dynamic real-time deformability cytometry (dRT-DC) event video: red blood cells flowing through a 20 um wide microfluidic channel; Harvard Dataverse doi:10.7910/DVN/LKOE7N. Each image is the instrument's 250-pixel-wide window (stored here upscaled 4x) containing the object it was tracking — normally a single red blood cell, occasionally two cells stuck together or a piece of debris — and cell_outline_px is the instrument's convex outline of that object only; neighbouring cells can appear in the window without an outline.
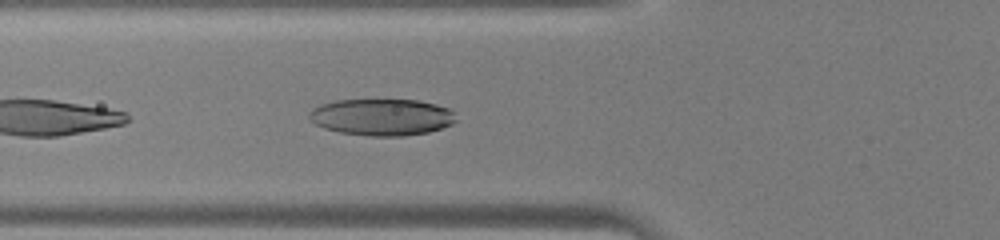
{"species": "human", "species_latin": "Homo sapiens", "temperature_condition": "warm", "stored_images_in_passage": 36, "camera_frame_rate_fps": 3000, "um_per_image_px": 0.085, "donor": {"sex": "male"}, "frame": {"image": 1, "passage_image": 8, "time_ms": 2.333, "image_size_px": [1000, 240], "cell_outline_px": [[456, 120], [452, 124], [428, 132], [404, 136], [372, 136], [340, 132], [324, 128], [308, 120], [308, 112], [312, 108], [320, 104], [336, 100], [420, 100], [436, 104], [448, 108], [452, 112]], "centroid_in_image_um": [32.41, 9.95], "position_along_channel_um": 93.4, "area_um2": 31.44}}
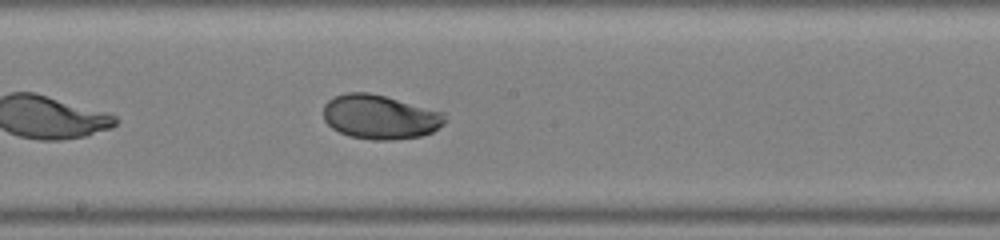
{"frame": {"image": 2, "passage_image": 16, "time_ms": 5.0, "image_size_px": [1000, 240], "cell_outline_px": [[448, 120], [444, 124], [432, 132], [420, 136], [392, 140], [372, 140], [348, 136], [332, 128], [324, 120], [324, 104], [328, 100], [336, 96], [348, 92], [368, 92], [384, 96], [444, 112]], "centroid_in_image_um": [32.31, 9.95], "position_along_channel_um": 215.9, "area_um2": 31.39}}
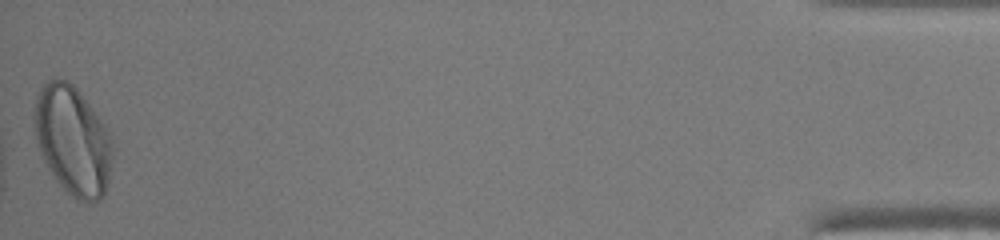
{"frame": {"image": 3, "passage_image": 36, "time_ms": 11.667, "image_size_px": [1000, 240], "cell_outline_px": [[112, 160], [108, 180], [104, 196], [100, 200], [88, 204], [76, 200], [56, 180], [48, 168], [44, 160], [36, 140], [32, 116], [36, 92], [48, 80], [68, 80], [76, 88], [108, 128], [112, 136]], "centroid_in_image_um": [6.18, 11.95], "position_along_channel_um": 429.0, "area_um2": 50.05}}